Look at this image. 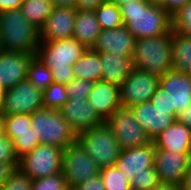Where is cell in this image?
<instances>
[{
	"label": "cell",
	"mask_w": 191,
	"mask_h": 190,
	"mask_svg": "<svg viewBox=\"0 0 191 190\" xmlns=\"http://www.w3.org/2000/svg\"><path fill=\"white\" fill-rule=\"evenodd\" d=\"M124 26L136 39L169 34L171 15L147 0H130L119 7Z\"/></svg>",
	"instance_id": "obj_1"
},
{
	"label": "cell",
	"mask_w": 191,
	"mask_h": 190,
	"mask_svg": "<svg viewBox=\"0 0 191 190\" xmlns=\"http://www.w3.org/2000/svg\"><path fill=\"white\" fill-rule=\"evenodd\" d=\"M87 49L72 37L40 42L36 56L52 71L53 82L67 85L74 79L73 64Z\"/></svg>",
	"instance_id": "obj_2"
},
{
	"label": "cell",
	"mask_w": 191,
	"mask_h": 190,
	"mask_svg": "<svg viewBox=\"0 0 191 190\" xmlns=\"http://www.w3.org/2000/svg\"><path fill=\"white\" fill-rule=\"evenodd\" d=\"M39 29L31 24L20 8L0 12V49L36 55Z\"/></svg>",
	"instance_id": "obj_3"
},
{
	"label": "cell",
	"mask_w": 191,
	"mask_h": 190,
	"mask_svg": "<svg viewBox=\"0 0 191 190\" xmlns=\"http://www.w3.org/2000/svg\"><path fill=\"white\" fill-rule=\"evenodd\" d=\"M132 60L135 68L158 76L173 70L172 31L156 37L136 39Z\"/></svg>",
	"instance_id": "obj_4"
},
{
	"label": "cell",
	"mask_w": 191,
	"mask_h": 190,
	"mask_svg": "<svg viewBox=\"0 0 191 190\" xmlns=\"http://www.w3.org/2000/svg\"><path fill=\"white\" fill-rule=\"evenodd\" d=\"M31 128L41 144L66 148L76 142L77 135L59 110L41 108L31 114Z\"/></svg>",
	"instance_id": "obj_5"
},
{
	"label": "cell",
	"mask_w": 191,
	"mask_h": 190,
	"mask_svg": "<svg viewBox=\"0 0 191 190\" xmlns=\"http://www.w3.org/2000/svg\"><path fill=\"white\" fill-rule=\"evenodd\" d=\"M76 141L86 150L100 169L114 166L121 148L106 122L77 134Z\"/></svg>",
	"instance_id": "obj_6"
},
{
	"label": "cell",
	"mask_w": 191,
	"mask_h": 190,
	"mask_svg": "<svg viewBox=\"0 0 191 190\" xmlns=\"http://www.w3.org/2000/svg\"><path fill=\"white\" fill-rule=\"evenodd\" d=\"M63 148L39 144L19 159L18 169L32 181L62 172Z\"/></svg>",
	"instance_id": "obj_7"
},
{
	"label": "cell",
	"mask_w": 191,
	"mask_h": 190,
	"mask_svg": "<svg viewBox=\"0 0 191 190\" xmlns=\"http://www.w3.org/2000/svg\"><path fill=\"white\" fill-rule=\"evenodd\" d=\"M62 173L68 188H75L87 179L98 176L101 169L76 141L63 149Z\"/></svg>",
	"instance_id": "obj_8"
},
{
	"label": "cell",
	"mask_w": 191,
	"mask_h": 190,
	"mask_svg": "<svg viewBox=\"0 0 191 190\" xmlns=\"http://www.w3.org/2000/svg\"><path fill=\"white\" fill-rule=\"evenodd\" d=\"M121 150L144 146L152 142L138 123L131 108L120 107L106 121Z\"/></svg>",
	"instance_id": "obj_9"
},
{
	"label": "cell",
	"mask_w": 191,
	"mask_h": 190,
	"mask_svg": "<svg viewBox=\"0 0 191 190\" xmlns=\"http://www.w3.org/2000/svg\"><path fill=\"white\" fill-rule=\"evenodd\" d=\"M159 86V76L148 71L133 68L130 75L119 86L122 107L149 102Z\"/></svg>",
	"instance_id": "obj_10"
},
{
	"label": "cell",
	"mask_w": 191,
	"mask_h": 190,
	"mask_svg": "<svg viewBox=\"0 0 191 190\" xmlns=\"http://www.w3.org/2000/svg\"><path fill=\"white\" fill-rule=\"evenodd\" d=\"M41 108H43L42 92L25 79L11 89L5 90L0 114H32Z\"/></svg>",
	"instance_id": "obj_11"
},
{
	"label": "cell",
	"mask_w": 191,
	"mask_h": 190,
	"mask_svg": "<svg viewBox=\"0 0 191 190\" xmlns=\"http://www.w3.org/2000/svg\"><path fill=\"white\" fill-rule=\"evenodd\" d=\"M191 163V152H173L155 147L154 168L160 183L180 185Z\"/></svg>",
	"instance_id": "obj_12"
},
{
	"label": "cell",
	"mask_w": 191,
	"mask_h": 190,
	"mask_svg": "<svg viewBox=\"0 0 191 190\" xmlns=\"http://www.w3.org/2000/svg\"><path fill=\"white\" fill-rule=\"evenodd\" d=\"M59 111L76 135L105 123L87 99H68Z\"/></svg>",
	"instance_id": "obj_13"
},
{
	"label": "cell",
	"mask_w": 191,
	"mask_h": 190,
	"mask_svg": "<svg viewBox=\"0 0 191 190\" xmlns=\"http://www.w3.org/2000/svg\"><path fill=\"white\" fill-rule=\"evenodd\" d=\"M76 8L53 7L48 19L39 29V43L73 37Z\"/></svg>",
	"instance_id": "obj_14"
},
{
	"label": "cell",
	"mask_w": 191,
	"mask_h": 190,
	"mask_svg": "<svg viewBox=\"0 0 191 190\" xmlns=\"http://www.w3.org/2000/svg\"><path fill=\"white\" fill-rule=\"evenodd\" d=\"M33 57V53L0 49V85L4 90L27 79L28 67Z\"/></svg>",
	"instance_id": "obj_15"
},
{
	"label": "cell",
	"mask_w": 191,
	"mask_h": 190,
	"mask_svg": "<svg viewBox=\"0 0 191 190\" xmlns=\"http://www.w3.org/2000/svg\"><path fill=\"white\" fill-rule=\"evenodd\" d=\"M159 85L170 95L174 117L191 104V77L184 71L171 70L159 76Z\"/></svg>",
	"instance_id": "obj_16"
},
{
	"label": "cell",
	"mask_w": 191,
	"mask_h": 190,
	"mask_svg": "<svg viewBox=\"0 0 191 190\" xmlns=\"http://www.w3.org/2000/svg\"><path fill=\"white\" fill-rule=\"evenodd\" d=\"M136 38L123 25L115 29L101 30L92 50L97 53L110 52L133 57Z\"/></svg>",
	"instance_id": "obj_17"
},
{
	"label": "cell",
	"mask_w": 191,
	"mask_h": 190,
	"mask_svg": "<svg viewBox=\"0 0 191 190\" xmlns=\"http://www.w3.org/2000/svg\"><path fill=\"white\" fill-rule=\"evenodd\" d=\"M154 151L153 141L144 146L122 150L115 165L130 182L135 174L154 167Z\"/></svg>",
	"instance_id": "obj_18"
},
{
	"label": "cell",
	"mask_w": 191,
	"mask_h": 190,
	"mask_svg": "<svg viewBox=\"0 0 191 190\" xmlns=\"http://www.w3.org/2000/svg\"><path fill=\"white\" fill-rule=\"evenodd\" d=\"M130 108L151 140L177 120L173 115L169 114V111L155 109L150 101Z\"/></svg>",
	"instance_id": "obj_19"
},
{
	"label": "cell",
	"mask_w": 191,
	"mask_h": 190,
	"mask_svg": "<svg viewBox=\"0 0 191 190\" xmlns=\"http://www.w3.org/2000/svg\"><path fill=\"white\" fill-rule=\"evenodd\" d=\"M88 102L106 122L121 107L119 86L102 80L93 84Z\"/></svg>",
	"instance_id": "obj_20"
},
{
	"label": "cell",
	"mask_w": 191,
	"mask_h": 190,
	"mask_svg": "<svg viewBox=\"0 0 191 190\" xmlns=\"http://www.w3.org/2000/svg\"><path fill=\"white\" fill-rule=\"evenodd\" d=\"M156 148L173 152H191V130L176 120L153 140Z\"/></svg>",
	"instance_id": "obj_21"
},
{
	"label": "cell",
	"mask_w": 191,
	"mask_h": 190,
	"mask_svg": "<svg viewBox=\"0 0 191 190\" xmlns=\"http://www.w3.org/2000/svg\"><path fill=\"white\" fill-rule=\"evenodd\" d=\"M99 56L102 65L101 80L104 82L120 86L134 68L130 56L110 52L99 53Z\"/></svg>",
	"instance_id": "obj_22"
},
{
	"label": "cell",
	"mask_w": 191,
	"mask_h": 190,
	"mask_svg": "<svg viewBox=\"0 0 191 190\" xmlns=\"http://www.w3.org/2000/svg\"><path fill=\"white\" fill-rule=\"evenodd\" d=\"M101 30L94 10H77L73 37L79 43L92 48Z\"/></svg>",
	"instance_id": "obj_23"
},
{
	"label": "cell",
	"mask_w": 191,
	"mask_h": 190,
	"mask_svg": "<svg viewBox=\"0 0 191 190\" xmlns=\"http://www.w3.org/2000/svg\"><path fill=\"white\" fill-rule=\"evenodd\" d=\"M102 65L99 53L88 48L73 64L74 79L95 83L101 80Z\"/></svg>",
	"instance_id": "obj_24"
},
{
	"label": "cell",
	"mask_w": 191,
	"mask_h": 190,
	"mask_svg": "<svg viewBox=\"0 0 191 190\" xmlns=\"http://www.w3.org/2000/svg\"><path fill=\"white\" fill-rule=\"evenodd\" d=\"M52 9L51 0H23L20 6L22 14L38 29L46 22Z\"/></svg>",
	"instance_id": "obj_25"
},
{
	"label": "cell",
	"mask_w": 191,
	"mask_h": 190,
	"mask_svg": "<svg viewBox=\"0 0 191 190\" xmlns=\"http://www.w3.org/2000/svg\"><path fill=\"white\" fill-rule=\"evenodd\" d=\"M191 63V39L172 30V69L185 71Z\"/></svg>",
	"instance_id": "obj_26"
},
{
	"label": "cell",
	"mask_w": 191,
	"mask_h": 190,
	"mask_svg": "<svg viewBox=\"0 0 191 190\" xmlns=\"http://www.w3.org/2000/svg\"><path fill=\"white\" fill-rule=\"evenodd\" d=\"M3 121V135L11 141L16 134L34 133L31 126V114L1 115Z\"/></svg>",
	"instance_id": "obj_27"
},
{
	"label": "cell",
	"mask_w": 191,
	"mask_h": 190,
	"mask_svg": "<svg viewBox=\"0 0 191 190\" xmlns=\"http://www.w3.org/2000/svg\"><path fill=\"white\" fill-rule=\"evenodd\" d=\"M27 79L42 93L53 83L52 71L36 55L30 61Z\"/></svg>",
	"instance_id": "obj_28"
},
{
	"label": "cell",
	"mask_w": 191,
	"mask_h": 190,
	"mask_svg": "<svg viewBox=\"0 0 191 190\" xmlns=\"http://www.w3.org/2000/svg\"><path fill=\"white\" fill-rule=\"evenodd\" d=\"M94 12L102 30L115 29L124 25L119 7L107 0L101 3Z\"/></svg>",
	"instance_id": "obj_29"
},
{
	"label": "cell",
	"mask_w": 191,
	"mask_h": 190,
	"mask_svg": "<svg viewBox=\"0 0 191 190\" xmlns=\"http://www.w3.org/2000/svg\"><path fill=\"white\" fill-rule=\"evenodd\" d=\"M43 107L59 110L67 101L68 94L66 85L60 83H51L42 93Z\"/></svg>",
	"instance_id": "obj_30"
},
{
	"label": "cell",
	"mask_w": 191,
	"mask_h": 190,
	"mask_svg": "<svg viewBox=\"0 0 191 190\" xmlns=\"http://www.w3.org/2000/svg\"><path fill=\"white\" fill-rule=\"evenodd\" d=\"M171 29L191 39V1L171 15Z\"/></svg>",
	"instance_id": "obj_31"
},
{
	"label": "cell",
	"mask_w": 191,
	"mask_h": 190,
	"mask_svg": "<svg viewBox=\"0 0 191 190\" xmlns=\"http://www.w3.org/2000/svg\"><path fill=\"white\" fill-rule=\"evenodd\" d=\"M105 190H130L131 185L123 173L114 166L103 168L100 171Z\"/></svg>",
	"instance_id": "obj_32"
},
{
	"label": "cell",
	"mask_w": 191,
	"mask_h": 190,
	"mask_svg": "<svg viewBox=\"0 0 191 190\" xmlns=\"http://www.w3.org/2000/svg\"><path fill=\"white\" fill-rule=\"evenodd\" d=\"M160 183L154 167L147 168V172L135 174L130 181L131 188L135 190H152Z\"/></svg>",
	"instance_id": "obj_33"
},
{
	"label": "cell",
	"mask_w": 191,
	"mask_h": 190,
	"mask_svg": "<svg viewBox=\"0 0 191 190\" xmlns=\"http://www.w3.org/2000/svg\"><path fill=\"white\" fill-rule=\"evenodd\" d=\"M68 185L63 173H58L31 182V190H67Z\"/></svg>",
	"instance_id": "obj_34"
},
{
	"label": "cell",
	"mask_w": 191,
	"mask_h": 190,
	"mask_svg": "<svg viewBox=\"0 0 191 190\" xmlns=\"http://www.w3.org/2000/svg\"><path fill=\"white\" fill-rule=\"evenodd\" d=\"M17 157L20 159L25 154L31 152L40 144L38 136L34 133L16 134L12 141Z\"/></svg>",
	"instance_id": "obj_35"
},
{
	"label": "cell",
	"mask_w": 191,
	"mask_h": 190,
	"mask_svg": "<svg viewBox=\"0 0 191 190\" xmlns=\"http://www.w3.org/2000/svg\"><path fill=\"white\" fill-rule=\"evenodd\" d=\"M92 82L84 79H73L66 85L69 99H88L93 87Z\"/></svg>",
	"instance_id": "obj_36"
},
{
	"label": "cell",
	"mask_w": 191,
	"mask_h": 190,
	"mask_svg": "<svg viewBox=\"0 0 191 190\" xmlns=\"http://www.w3.org/2000/svg\"><path fill=\"white\" fill-rule=\"evenodd\" d=\"M32 180L18 168L3 184L1 190H29Z\"/></svg>",
	"instance_id": "obj_37"
},
{
	"label": "cell",
	"mask_w": 191,
	"mask_h": 190,
	"mask_svg": "<svg viewBox=\"0 0 191 190\" xmlns=\"http://www.w3.org/2000/svg\"><path fill=\"white\" fill-rule=\"evenodd\" d=\"M150 102L153 104L155 109L169 111V114L174 116V108H172L170 95L160 85L156 88Z\"/></svg>",
	"instance_id": "obj_38"
},
{
	"label": "cell",
	"mask_w": 191,
	"mask_h": 190,
	"mask_svg": "<svg viewBox=\"0 0 191 190\" xmlns=\"http://www.w3.org/2000/svg\"><path fill=\"white\" fill-rule=\"evenodd\" d=\"M0 162H13L17 167L19 158L17 157L12 141L3 135L0 138Z\"/></svg>",
	"instance_id": "obj_39"
},
{
	"label": "cell",
	"mask_w": 191,
	"mask_h": 190,
	"mask_svg": "<svg viewBox=\"0 0 191 190\" xmlns=\"http://www.w3.org/2000/svg\"><path fill=\"white\" fill-rule=\"evenodd\" d=\"M77 190H105L104 182L100 174L87 179L85 182L75 187Z\"/></svg>",
	"instance_id": "obj_40"
},
{
	"label": "cell",
	"mask_w": 191,
	"mask_h": 190,
	"mask_svg": "<svg viewBox=\"0 0 191 190\" xmlns=\"http://www.w3.org/2000/svg\"><path fill=\"white\" fill-rule=\"evenodd\" d=\"M16 169L17 166L13 162H0V190Z\"/></svg>",
	"instance_id": "obj_41"
},
{
	"label": "cell",
	"mask_w": 191,
	"mask_h": 190,
	"mask_svg": "<svg viewBox=\"0 0 191 190\" xmlns=\"http://www.w3.org/2000/svg\"><path fill=\"white\" fill-rule=\"evenodd\" d=\"M106 0H76L75 8L77 10H95Z\"/></svg>",
	"instance_id": "obj_42"
},
{
	"label": "cell",
	"mask_w": 191,
	"mask_h": 190,
	"mask_svg": "<svg viewBox=\"0 0 191 190\" xmlns=\"http://www.w3.org/2000/svg\"><path fill=\"white\" fill-rule=\"evenodd\" d=\"M191 0H164L161 5L170 15L181 8L186 2Z\"/></svg>",
	"instance_id": "obj_43"
},
{
	"label": "cell",
	"mask_w": 191,
	"mask_h": 190,
	"mask_svg": "<svg viewBox=\"0 0 191 190\" xmlns=\"http://www.w3.org/2000/svg\"><path fill=\"white\" fill-rule=\"evenodd\" d=\"M23 0H0V12L20 8Z\"/></svg>",
	"instance_id": "obj_44"
},
{
	"label": "cell",
	"mask_w": 191,
	"mask_h": 190,
	"mask_svg": "<svg viewBox=\"0 0 191 190\" xmlns=\"http://www.w3.org/2000/svg\"><path fill=\"white\" fill-rule=\"evenodd\" d=\"M177 120L191 130V104L181 111V113L177 116Z\"/></svg>",
	"instance_id": "obj_45"
},
{
	"label": "cell",
	"mask_w": 191,
	"mask_h": 190,
	"mask_svg": "<svg viewBox=\"0 0 191 190\" xmlns=\"http://www.w3.org/2000/svg\"><path fill=\"white\" fill-rule=\"evenodd\" d=\"M180 190H191V163L183 176L182 183L180 184Z\"/></svg>",
	"instance_id": "obj_46"
},
{
	"label": "cell",
	"mask_w": 191,
	"mask_h": 190,
	"mask_svg": "<svg viewBox=\"0 0 191 190\" xmlns=\"http://www.w3.org/2000/svg\"><path fill=\"white\" fill-rule=\"evenodd\" d=\"M53 7L75 8L76 0H51Z\"/></svg>",
	"instance_id": "obj_47"
},
{
	"label": "cell",
	"mask_w": 191,
	"mask_h": 190,
	"mask_svg": "<svg viewBox=\"0 0 191 190\" xmlns=\"http://www.w3.org/2000/svg\"><path fill=\"white\" fill-rule=\"evenodd\" d=\"M152 190H180V185L169 184V183H159Z\"/></svg>",
	"instance_id": "obj_48"
},
{
	"label": "cell",
	"mask_w": 191,
	"mask_h": 190,
	"mask_svg": "<svg viewBox=\"0 0 191 190\" xmlns=\"http://www.w3.org/2000/svg\"><path fill=\"white\" fill-rule=\"evenodd\" d=\"M113 4H115L117 7H120L122 5H124L125 3H127L130 0H107Z\"/></svg>",
	"instance_id": "obj_49"
},
{
	"label": "cell",
	"mask_w": 191,
	"mask_h": 190,
	"mask_svg": "<svg viewBox=\"0 0 191 190\" xmlns=\"http://www.w3.org/2000/svg\"><path fill=\"white\" fill-rule=\"evenodd\" d=\"M147 1L153 5H162L164 3V0H147Z\"/></svg>",
	"instance_id": "obj_50"
},
{
	"label": "cell",
	"mask_w": 191,
	"mask_h": 190,
	"mask_svg": "<svg viewBox=\"0 0 191 190\" xmlns=\"http://www.w3.org/2000/svg\"><path fill=\"white\" fill-rule=\"evenodd\" d=\"M4 92H5V90H4L3 87L0 85V109H1L2 103H3Z\"/></svg>",
	"instance_id": "obj_51"
},
{
	"label": "cell",
	"mask_w": 191,
	"mask_h": 190,
	"mask_svg": "<svg viewBox=\"0 0 191 190\" xmlns=\"http://www.w3.org/2000/svg\"><path fill=\"white\" fill-rule=\"evenodd\" d=\"M3 136V121L2 116L0 114V138Z\"/></svg>",
	"instance_id": "obj_52"
},
{
	"label": "cell",
	"mask_w": 191,
	"mask_h": 190,
	"mask_svg": "<svg viewBox=\"0 0 191 190\" xmlns=\"http://www.w3.org/2000/svg\"><path fill=\"white\" fill-rule=\"evenodd\" d=\"M184 72L188 73L189 76L191 77V63L190 66Z\"/></svg>",
	"instance_id": "obj_53"
},
{
	"label": "cell",
	"mask_w": 191,
	"mask_h": 190,
	"mask_svg": "<svg viewBox=\"0 0 191 190\" xmlns=\"http://www.w3.org/2000/svg\"><path fill=\"white\" fill-rule=\"evenodd\" d=\"M67 190H77L76 188H67Z\"/></svg>",
	"instance_id": "obj_54"
}]
</instances>
